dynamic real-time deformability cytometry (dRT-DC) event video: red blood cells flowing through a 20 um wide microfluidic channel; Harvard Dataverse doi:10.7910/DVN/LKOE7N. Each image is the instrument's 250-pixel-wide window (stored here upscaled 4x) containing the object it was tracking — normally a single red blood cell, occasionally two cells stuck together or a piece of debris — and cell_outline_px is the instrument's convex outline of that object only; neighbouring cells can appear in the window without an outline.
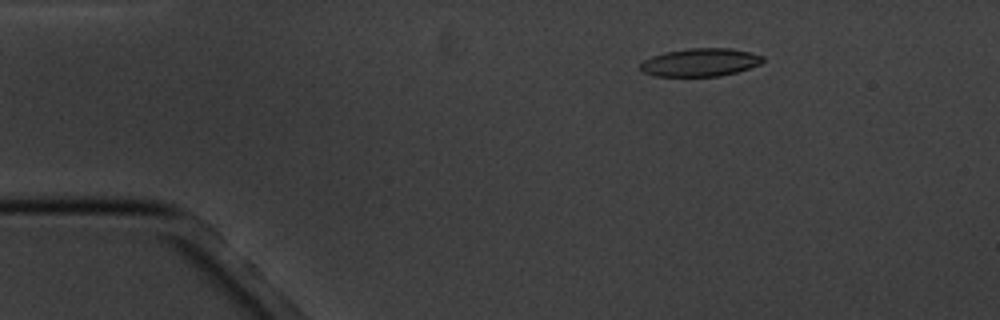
{"species": "common noctule bat (a hibernating species)", "species_latin": "Nyctalus noctula", "temperature_condition": "cold", "stored_images_in_passage": 16, "camera_frame_rate_fps": 3000, "um_per_image_px": 0.085, "animal": {"sex": "male", "body_mass_g": 20.1, "forearm_length_mm": 53.5}, "frame": {"image": 1, "passage_image": 3, "time_ms": 2.333, "image_size_px": [1000, 320], "cell_outline_px": [[764, 60], [760, 64], [736, 72], [720, 76], [656, 76], [640, 72], [640, 64], [644, 60], [652, 56], [664, 52], [688, 48], [728, 48], [752, 52], [764, 56]], "centroid_in_image_um": [59.5, 5.3], "position_along_channel_um": 25.5, "area_um2": 20.11}}
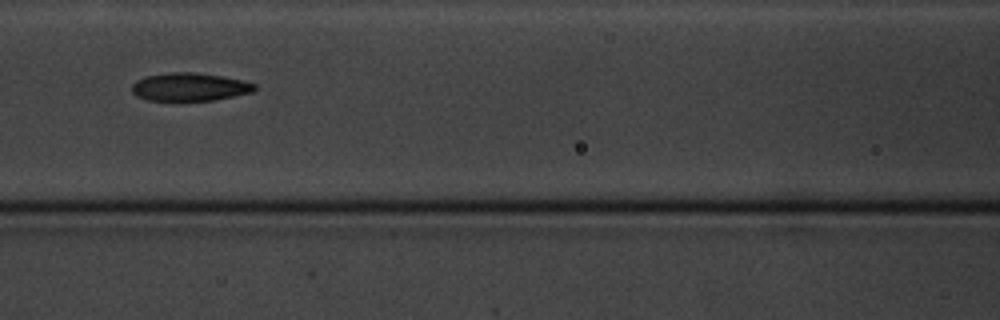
{"frame": {"image": 2, "passage_image": 7, "time_ms": 7.667, "image_size_px": [1000, 320], "cell_outline_px": [[256, 88], [252, 92], [216, 100], [144, 100], [136, 96], [132, 92], [132, 84], [136, 80], [144, 76], [168, 72], [196, 72], [224, 76], [244, 80], [256, 84]], "centroid_in_image_um": [16.11, 7.37], "position_along_channel_um": 150.5, "area_um2": 20.35}}
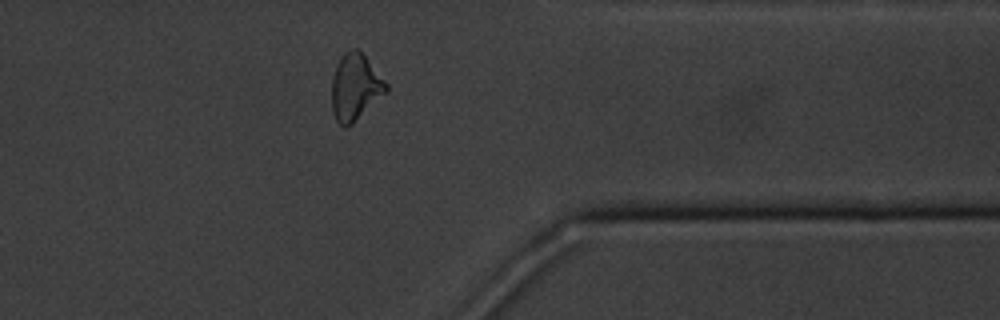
{"frame": {"image": 3, "passage_image": 13, "time_ms": 14.667, "image_size_px": [1000, 320], "cell_outline_px": [[388, 92], [352, 124], [344, 128], [336, 120], [332, 108], [332, 76], [336, 64], [344, 52], [352, 48], [356, 48], [364, 56], [388, 84]], "centroid_in_image_um": [30.19, 7.42], "position_along_channel_um": 381.2, "area_um2": 21.04}, "authors_computed_cell_mechanics": {"area_um2": 20.7213, "velocity_mm_per_s": 3.441, "shape_relaxation_time_tau1_ms": 2.9725, "shape_relaxation_time_tau2_ms": 2.4204, "deformation_change_tau1": 0.1017, "deformation_change_tau2": 0.0803}}